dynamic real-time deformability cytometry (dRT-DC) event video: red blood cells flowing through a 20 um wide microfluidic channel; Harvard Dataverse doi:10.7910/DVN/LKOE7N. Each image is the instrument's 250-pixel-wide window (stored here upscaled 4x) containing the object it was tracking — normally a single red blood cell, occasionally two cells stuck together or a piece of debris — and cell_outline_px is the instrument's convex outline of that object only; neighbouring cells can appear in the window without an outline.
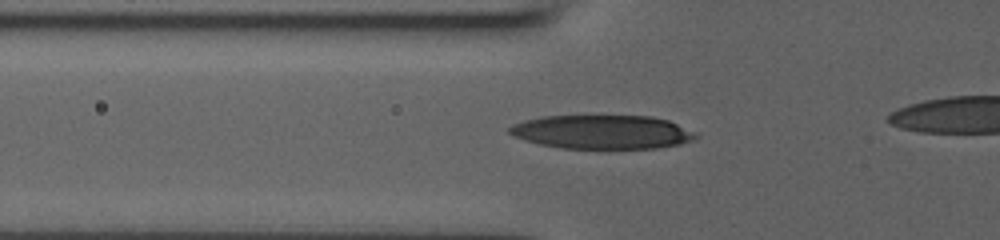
{"species": "human", "species_latin": "Homo sapiens", "temperature_condition": "room temperature", "stored_images_in_passage": 18, "camera_frame_rate_fps": 3000, "um_per_image_px": 0.085, "donor": {"sex": "male"}, "frame": {"image": 1, "passage_image": 9, "time_ms": 2.667, "image_size_px": [1000, 240], "cell_outline_px": [[696, 136], [692, 140], [680, 144], [656, 148], [560, 148], [540, 144], [524, 140], [512, 136], [508, 132], [508, 128], [512, 124], [524, 120], [544, 116], [652, 116], [668, 120], [696, 132]], "centroid_in_image_um": [51.15, 11.21], "position_along_channel_um": 74.7, "area_um2": 36.7}}
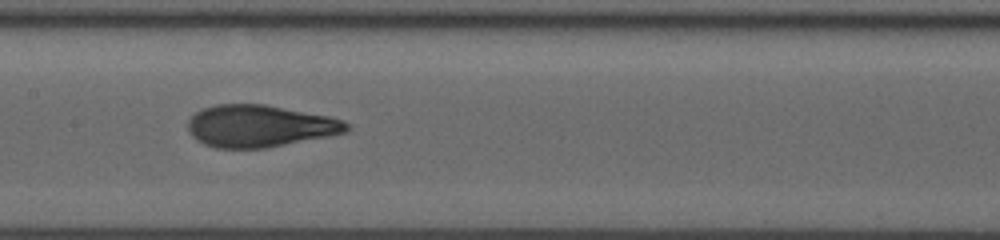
{"frame": {"image": 2, "passage_image": 13, "time_ms": 4.0, "image_size_px": [1000, 240], "cell_outline_px": [[352, 128], [348, 132], [328, 136], [264, 148], [216, 148], [204, 144], [196, 140], [188, 132], [188, 120], [200, 108], [216, 104], [264, 104], [328, 116], [344, 120], [352, 124]], "centroid_in_image_um": [22.08, 10.71], "position_along_channel_um": 185.3, "area_um2": 39.07}}
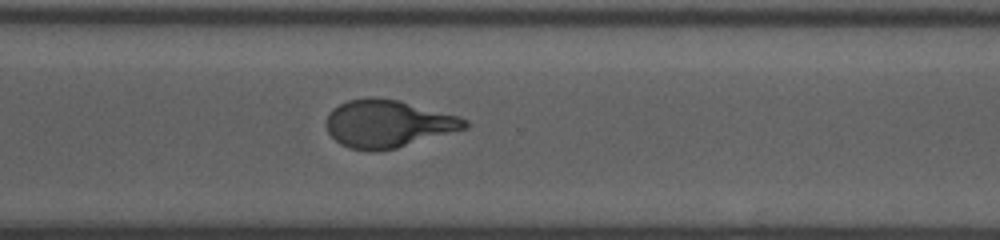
{"frame": {"image": 3, "passage_image": 18, "time_ms": 5.667, "image_size_px": [1000, 240], "cell_outline_px": [[472, 124], [468, 128], [396, 148], [376, 152], [348, 148], [340, 144], [328, 132], [324, 124], [328, 112], [332, 108], [348, 100], [400, 100], [460, 116], [468, 120]], "centroid_in_image_um": [33.0, 10.55], "position_along_channel_um": 337.6, "area_um2": 38.21}}